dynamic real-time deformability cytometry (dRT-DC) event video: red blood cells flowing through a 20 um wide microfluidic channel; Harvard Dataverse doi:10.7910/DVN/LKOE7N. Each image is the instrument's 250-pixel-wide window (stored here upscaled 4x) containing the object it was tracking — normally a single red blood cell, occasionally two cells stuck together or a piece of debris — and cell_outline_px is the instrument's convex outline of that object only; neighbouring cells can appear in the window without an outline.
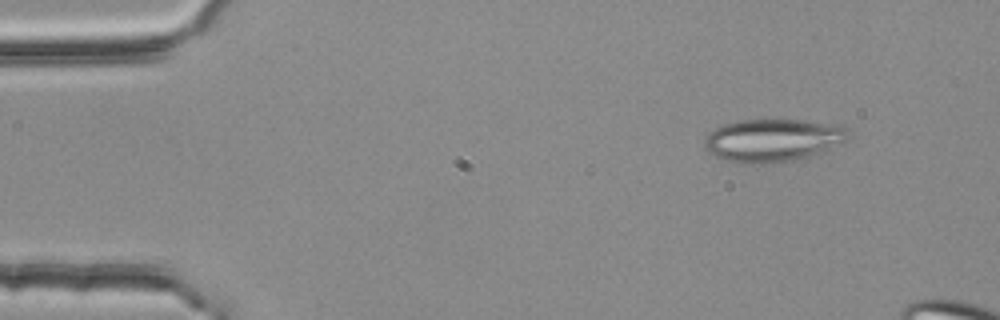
{"species": "common noctule bat (a hibernating species)", "species_latin": "Nyctalus noctula", "temperature_condition": "room temperature", "stored_images_in_passage": 3, "camera_frame_rate_fps": 3000, "um_per_image_px": 0.085, "animal": {"sex": "female", "body_mass_g": 25.1}, "frame": {"image": 1, "passage_image": 1, "time_ms": 0.0, "image_size_px": [1000, 320], "cell_outline_px": [[852, 136], [844, 144], [824, 152], [788, 160], [752, 164], [748, 164], [724, 160], [708, 152], [704, 148], [704, 140], [708, 132], [724, 124], [740, 120], [800, 120], [844, 124], [848, 128]], "centroid_in_image_um": [65.77, 11.9], "position_along_channel_um": 19.2, "area_um2": 36.3}}